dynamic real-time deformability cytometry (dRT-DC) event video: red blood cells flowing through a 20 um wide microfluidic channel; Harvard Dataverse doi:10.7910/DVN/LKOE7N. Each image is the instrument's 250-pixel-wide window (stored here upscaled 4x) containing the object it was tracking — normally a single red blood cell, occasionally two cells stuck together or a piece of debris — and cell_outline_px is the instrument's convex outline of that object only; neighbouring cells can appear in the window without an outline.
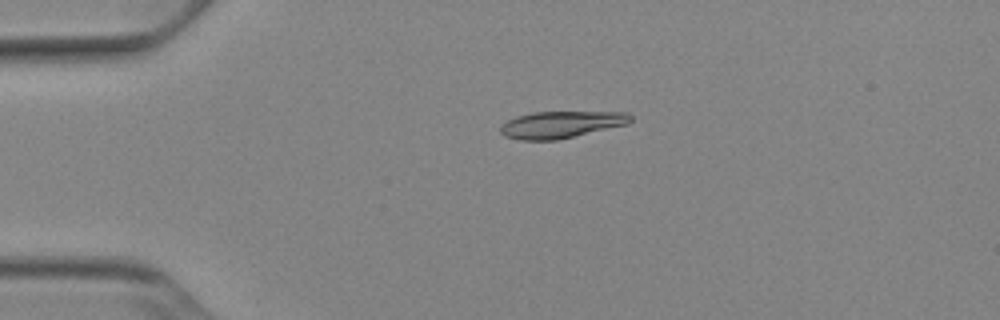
{"species": "Egyptian fruit bat (a non-hibernating species)", "species_latin": "Rousettus aegyptiacus", "temperature_condition": "cold", "stored_images_in_passage": 52, "camera_frame_rate_fps": 3000, "um_per_image_px": 0.085, "animal": {"sex": "female"}, "frame": {"image": 1, "passage_image": 12, "time_ms": 3.667, "image_size_px": [1000, 320], "cell_outline_px": [[632, 120], [628, 124], [556, 140], [520, 140], [504, 136], [500, 132], [500, 124], [516, 116], [532, 112], [628, 112], [632, 116]], "centroid_in_image_um": [47.67, 10.58], "position_along_channel_um": 37.3, "area_um2": 20.4}}
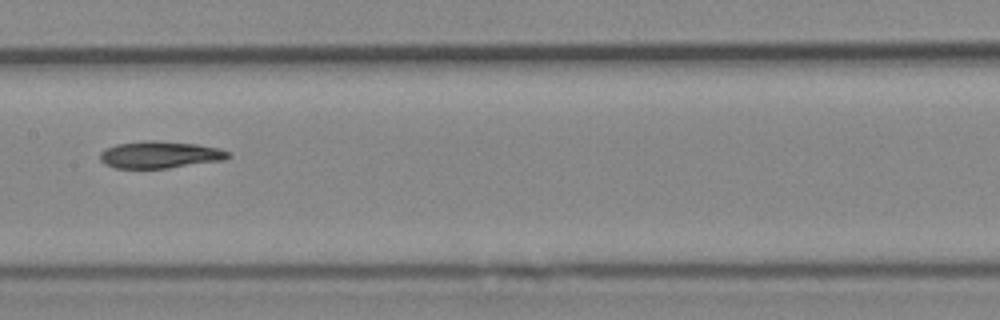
{"frame": {"image": 2, "passage_image": 27, "time_ms": 8.667, "image_size_px": [1000, 320], "cell_outline_px": [[232, 156], [224, 160], [168, 168], [116, 168], [104, 164], [100, 160], [100, 152], [116, 144], [144, 140], [152, 140], [196, 144], [220, 148], [232, 152]], "centroid_in_image_um": [13.63, 13.15], "position_along_channel_um": 193.8, "area_um2": 20.29}}
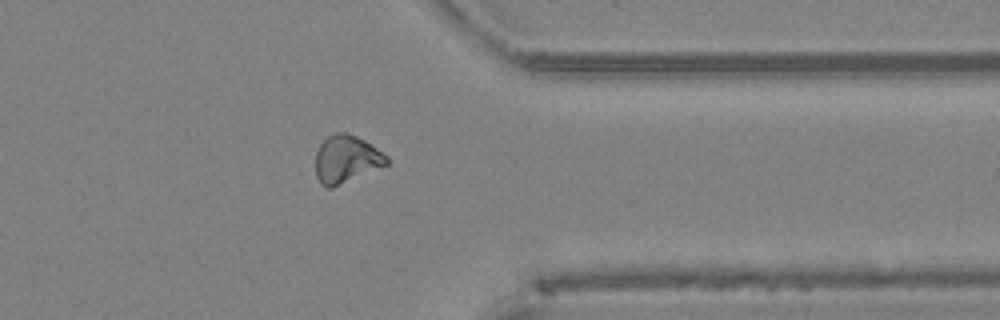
{"frame": {"image": 3, "passage_image": 42, "time_ms": 13.667, "image_size_px": [1000, 320], "cell_outline_px": [[388, 164], [332, 188], [328, 188], [320, 184], [316, 176], [316, 152], [320, 144], [332, 132], [344, 132], [356, 136], [364, 140], [388, 156]], "centroid_in_image_um": [29.41, 13.53], "position_along_channel_um": 382.0, "area_um2": 19.65}, "authors_computed_cell_mechanics": {"area_um2": 20.2878, "velocity_mm_per_s": 3.8942, "shape_relaxation_time_tau1_ms": 8.955, "shape_relaxation_time_tau2_ms": null, "deformation_change_tau1": 0.1815, "deformation_change_tau2": null}}